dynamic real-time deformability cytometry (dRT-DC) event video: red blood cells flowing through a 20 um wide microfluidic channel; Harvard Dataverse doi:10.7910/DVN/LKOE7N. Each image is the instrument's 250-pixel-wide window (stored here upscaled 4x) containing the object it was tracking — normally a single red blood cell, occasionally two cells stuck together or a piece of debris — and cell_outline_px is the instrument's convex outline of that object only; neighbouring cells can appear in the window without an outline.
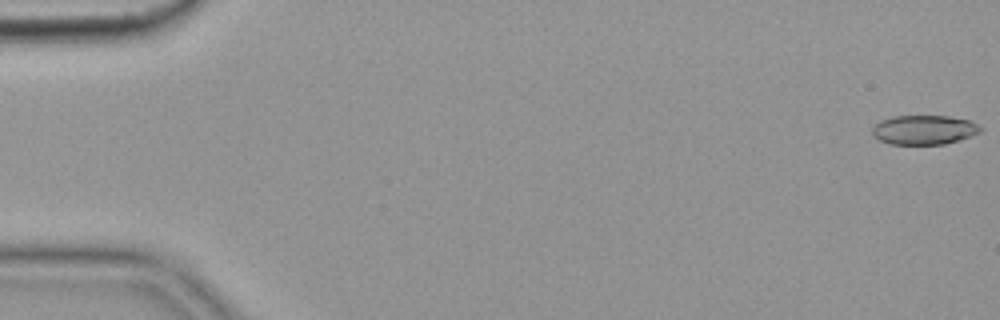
{"species": "common noctule bat (a hibernating species)", "species_latin": "Nyctalus noctula", "temperature_condition": "cold", "stored_images_in_passage": 56, "camera_frame_rate_fps": 3000, "um_per_image_px": 0.085, "animal": {"sex": "female", "body_mass_g": 19.9}, "frame": {"image": 1, "passage_image": 1, "time_ms": 0.0, "image_size_px": [1000, 320], "cell_outline_px": [[984, 128], [980, 132], [944, 144], [892, 144], [880, 140], [872, 136], [872, 128], [880, 120], [892, 116], [948, 116], [968, 120]], "centroid_in_image_um": [78.5, 11.03], "position_along_channel_um": 6.5, "area_um2": 18.32}}
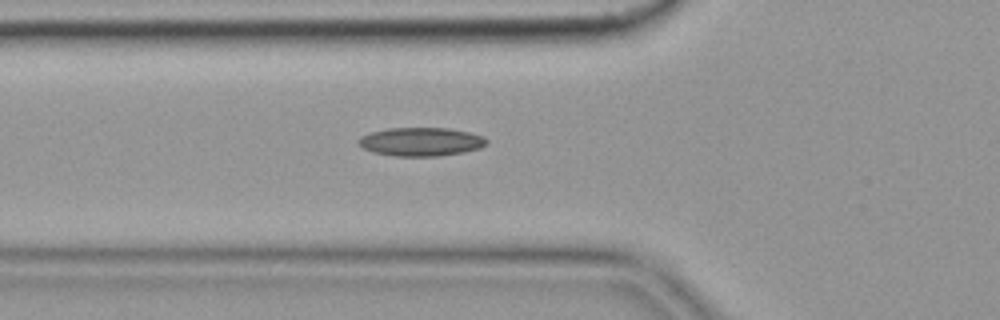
{"frame": {"image": 2, "passage_image": 20, "time_ms": 6.333, "image_size_px": [1000, 320], "cell_outline_px": [[488, 140], [480, 148], [464, 152], [440, 156], [396, 156], [376, 152], [364, 148], [356, 140], [360, 136], [372, 132], [388, 128], [448, 128], [468, 132], [484, 136]], "centroid_in_image_um": [35.8, 12.04], "position_along_channel_um": 90.0, "area_um2": 21.15}}
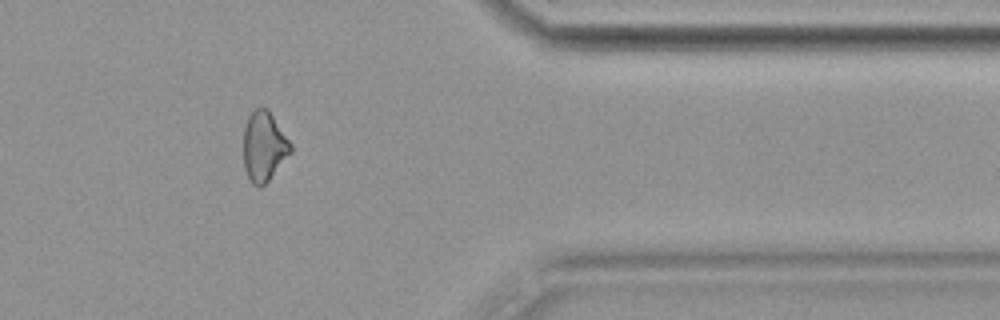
{"frame": {"image": 3, "passage_image": 46, "time_ms": 15.0, "image_size_px": [1000, 320], "cell_outline_px": [[292, 152], [268, 180], [260, 188], [252, 184], [248, 180], [244, 168], [244, 128], [248, 116], [256, 108], [268, 108], [292, 144]], "centroid_in_image_um": [22.44, 12.45], "position_along_channel_um": 389.0, "area_um2": 19.25}, "authors_computed_cell_mechanics": {"area_um2": 19.652, "velocity_mm_per_s": 3.6466, "shape_relaxation_time_tau1_ms": null, "shape_relaxation_time_tau2_ms": 10.6176, "deformation_change_tau1": null, "deformation_change_tau2": 0.1914}}